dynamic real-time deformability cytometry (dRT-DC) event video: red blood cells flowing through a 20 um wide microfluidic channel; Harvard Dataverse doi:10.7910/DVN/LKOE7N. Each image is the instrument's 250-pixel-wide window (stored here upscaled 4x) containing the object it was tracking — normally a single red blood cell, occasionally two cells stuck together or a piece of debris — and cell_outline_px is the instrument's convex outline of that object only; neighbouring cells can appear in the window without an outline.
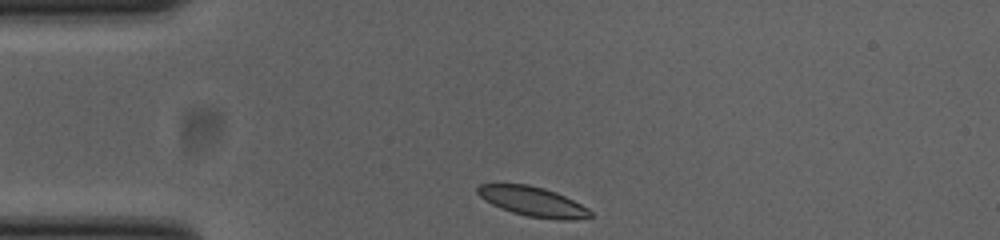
{"species": "common noctule bat (a hibernating species)", "species_latin": "Nyctalus noctula", "temperature_condition": "cold", "stored_images_in_passage": 32, "camera_frame_rate_fps": 3000, "um_per_image_px": 0.085, "animal": {"sex": "female", "body_mass_g": 23.0, "forearm_length_mm": 53.4}, "frame": {"image": 1, "passage_image": 1, "time_ms": 0.0, "image_size_px": [1000, 240], "cell_outline_px": [[592, 216], [572, 220], [560, 220], [528, 216], [512, 212], [500, 208], [484, 200], [476, 192], [476, 188], [480, 184], [528, 184], [544, 188], [556, 192], [588, 208], [592, 212]], "centroid_in_image_um": [45.27, 17.13], "position_along_channel_um": 39.7, "area_um2": 19.36}}
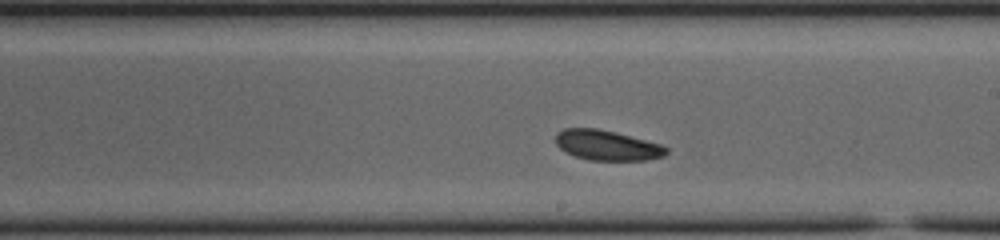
{"frame": {"image": 2, "passage_image": 19, "time_ms": 6.0, "image_size_px": [1000, 240], "cell_outline_px": [[668, 152], [664, 156], [648, 160], [588, 160], [564, 152], [556, 144], [556, 132], [564, 128], [596, 128], [616, 132], [660, 144], [668, 148]], "centroid_in_image_um": [51.58, 12.35], "position_along_channel_um": 237.4, "area_um2": 19.48}}
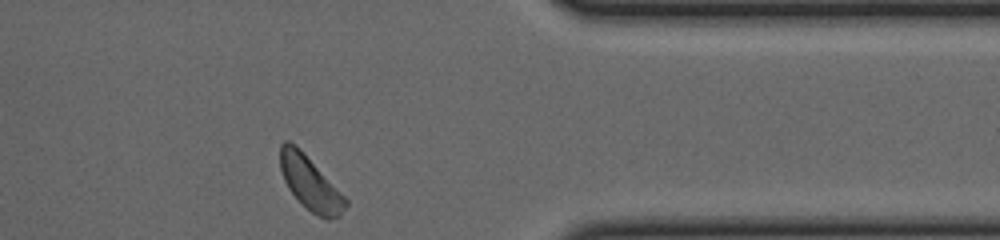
{"frame": {"image": 3, "passage_image": 32, "time_ms": 10.333, "image_size_px": [1000, 240], "cell_outline_px": [[348, 204], [340, 216], [328, 220], [324, 220], [312, 212], [288, 188], [284, 180], [280, 168], [280, 144], [284, 140], [288, 140], [296, 144], [300, 148], [348, 200]], "centroid_in_image_um": [26.37, 15.55], "position_along_channel_um": 385.0, "area_um2": 20.23}, "authors_computed_cell_mechanics": {"area_um2": 20.0277, "velocity_mm_per_s": 3.7838, "shape_relaxation_time_tau1_ms": 6.9044, "shape_relaxation_time_tau2_ms": 8.8867, "deformation_change_tau1": 0.1276, "deformation_change_tau2": 0.12}}